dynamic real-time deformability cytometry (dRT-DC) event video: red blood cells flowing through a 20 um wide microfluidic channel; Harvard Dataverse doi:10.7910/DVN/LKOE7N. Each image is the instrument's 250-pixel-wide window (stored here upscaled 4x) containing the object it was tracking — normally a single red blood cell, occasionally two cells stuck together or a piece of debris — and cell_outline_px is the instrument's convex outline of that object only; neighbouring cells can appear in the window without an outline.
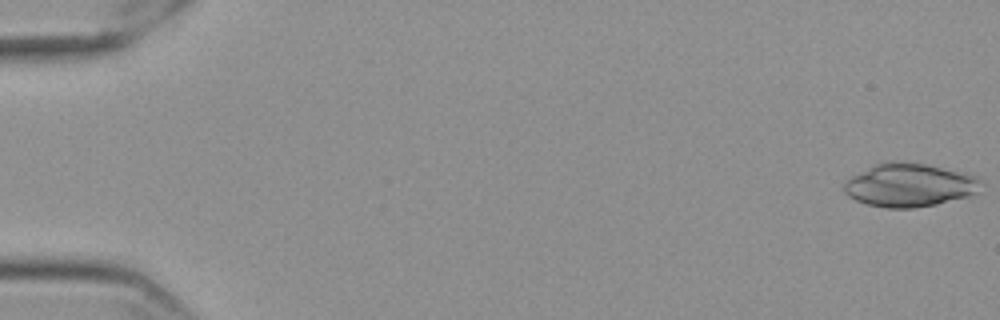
{"species": "Egyptian fruit bat (a non-hibernating species)", "species_latin": "Rousettus aegyptiacus", "temperature_condition": "cold", "stored_images_in_passage": 8, "camera_frame_rate_fps": 3000, "um_per_image_px": 0.085, "frame": {"image": 1, "passage_image": 1, "time_ms": 0.0, "image_size_px": [1000, 320], "cell_outline_px": [[980, 180], [976, 192], [968, 196], [936, 204], [912, 208], [888, 208], [868, 204], [856, 200], [848, 196], [844, 192], [844, 180], [872, 164], [888, 160], [896, 160], [924, 164], [964, 172], [976, 176]], "centroid_in_image_um": [77.23, 15.71], "position_along_channel_um": 7.8, "area_um2": 34.62}}